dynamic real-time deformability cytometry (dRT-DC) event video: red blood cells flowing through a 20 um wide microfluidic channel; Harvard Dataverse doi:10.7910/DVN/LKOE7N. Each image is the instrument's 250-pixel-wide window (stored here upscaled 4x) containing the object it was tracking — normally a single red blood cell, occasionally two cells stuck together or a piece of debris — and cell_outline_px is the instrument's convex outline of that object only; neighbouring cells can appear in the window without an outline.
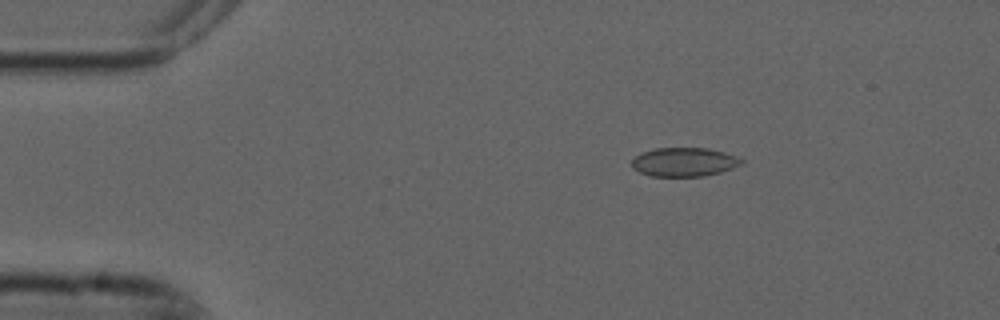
{"species": "common noctule bat (a hibernating species)", "species_latin": "Nyctalus noctula", "temperature_condition": "cold", "stored_images_in_passage": 4, "camera_frame_rate_fps": 3000, "um_per_image_px": 0.085, "animal": {"sex": "male", "forearm_length_mm": 52.5}, "frame": {"image": 1, "passage_image": 2, "time_ms": 0.333, "image_size_px": [1000, 320], "cell_outline_px": [[744, 164], [720, 172], [704, 176], [652, 176], [640, 172], [632, 168], [632, 160], [636, 156], [644, 152], [656, 148], [708, 148], [724, 152], [744, 160]], "centroid_in_image_um": [58.17, 13.77], "position_along_channel_um": 26.8, "area_um2": 18.32}}